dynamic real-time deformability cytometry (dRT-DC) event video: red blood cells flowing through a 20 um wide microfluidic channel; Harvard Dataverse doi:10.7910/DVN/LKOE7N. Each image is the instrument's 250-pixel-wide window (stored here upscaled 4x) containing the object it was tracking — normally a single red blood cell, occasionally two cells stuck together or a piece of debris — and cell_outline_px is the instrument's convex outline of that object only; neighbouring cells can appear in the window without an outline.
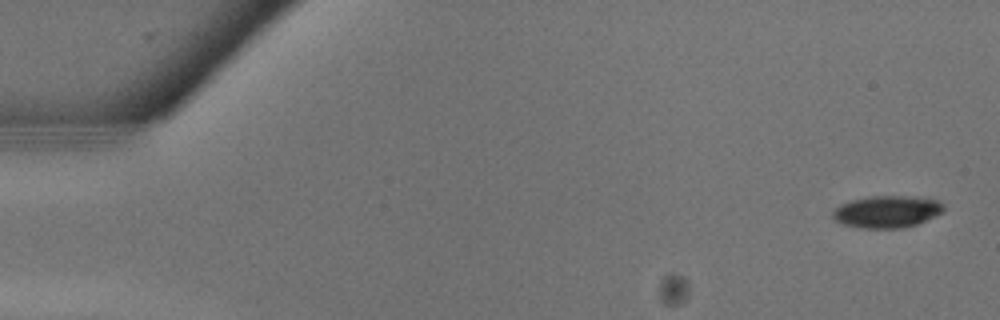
{"species": "common noctule bat (a hibernating species)", "species_latin": "Nyctalus noctula", "temperature_condition": "warm", "stored_images_in_passage": 12, "camera_frame_rate_fps": 3000, "um_per_image_px": 0.085, "animal": {"sex": "male", "body_mass_g": 13.3}, "frame": {"image": 1, "passage_image": 1, "time_ms": 0.0, "image_size_px": [1000, 320], "cell_outline_px": [[944, 208], [940, 212], [916, 224], [900, 228], [864, 228], [844, 224], [836, 220], [832, 216], [832, 212], [840, 204], [852, 200], [872, 196], [916, 196], [936, 200], [944, 204]], "centroid_in_image_um": [75.37, 17.98], "position_along_channel_um": 9.6, "area_um2": 20.35}}
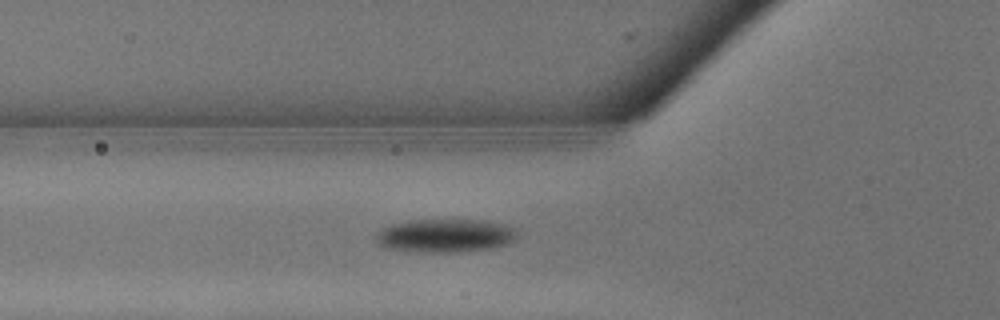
{"frame": {"image": 2, "passage_image": 10, "time_ms": 3.0, "image_size_px": [1000, 320], "cell_outline_px": [[516, 236], [508, 244], [492, 248], [460, 252], [432, 252], [388, 248], [380, 244], [376, 236], [384, 228], [392, 224], [412, 220], [488, 220], [504, 224], [512, 228], [516, 232]], "centroid_in_image_um": [37.91, 20.02], "position_along_channel_um": 87.9, "area_um2": 26.99}}
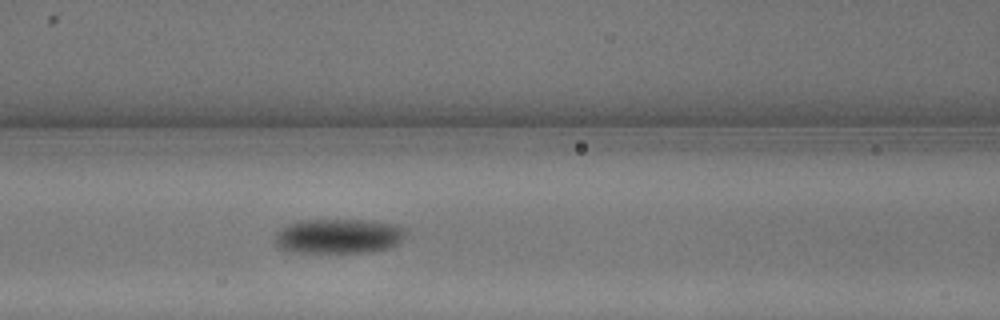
{"frame": {"image": 3, "passage_image": 12, "time_ms": 3.667, "image_size_px": [1000, 320], "cell_outline_px": [[408, 232], [404, 240], [388, 248], [372, 252], [296, 252], [280, 248], [272, 240], [276, 232], [284, 224], [300, 220], [372, 220], [396, 224], [408, 228]], "centroid_in_image_um": [28.81, 20.05], "position_along_channel_um": 137.8, "area_um2": 27.11}}